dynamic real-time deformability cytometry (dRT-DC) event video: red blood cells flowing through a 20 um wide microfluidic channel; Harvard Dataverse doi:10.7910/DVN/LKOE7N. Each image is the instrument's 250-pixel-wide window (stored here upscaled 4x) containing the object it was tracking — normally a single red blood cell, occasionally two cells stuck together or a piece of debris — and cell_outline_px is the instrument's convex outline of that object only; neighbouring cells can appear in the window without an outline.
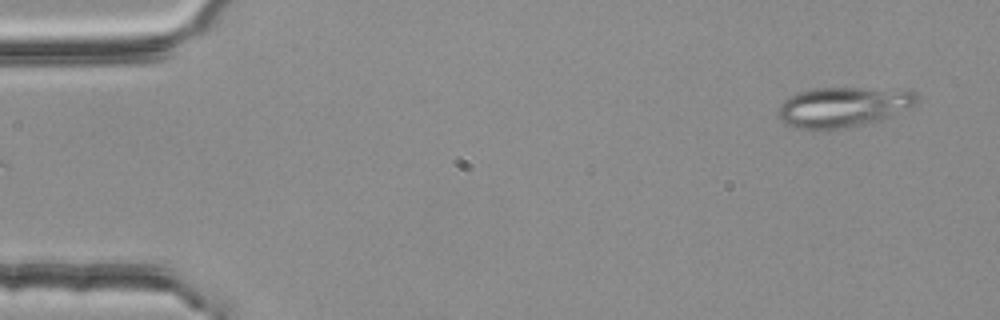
{"species": "common noctule bat (a hibernating species)", "species_latin": "Nyctalus noctula", "temperature_condition": "room temperature", "stored_images_in_passage": 3, "camera_frame_rate_fps": 3000, "um_per_image_px": 0.085, "animal": {"sex": "female", "body_mass_g": 25.1}, "frame": {"image": 1, "passage_image": 3, "time_ms": 0.667, "image_size_px": [1000, 320], "cell_outline_px": [[920, 100], [916, 104], [884, 120], [868, 124], [836, 128], [796, 128], [784, 124], [776, 116], [776, 112], [780, 104], [788, 96], [800, 92], [816, 88], [912, 88], [916, 92]], "centroid_in_image_um": [71.74, 9.06], "position_along_channel_um": 13.3, "area_um2": 33.06}}